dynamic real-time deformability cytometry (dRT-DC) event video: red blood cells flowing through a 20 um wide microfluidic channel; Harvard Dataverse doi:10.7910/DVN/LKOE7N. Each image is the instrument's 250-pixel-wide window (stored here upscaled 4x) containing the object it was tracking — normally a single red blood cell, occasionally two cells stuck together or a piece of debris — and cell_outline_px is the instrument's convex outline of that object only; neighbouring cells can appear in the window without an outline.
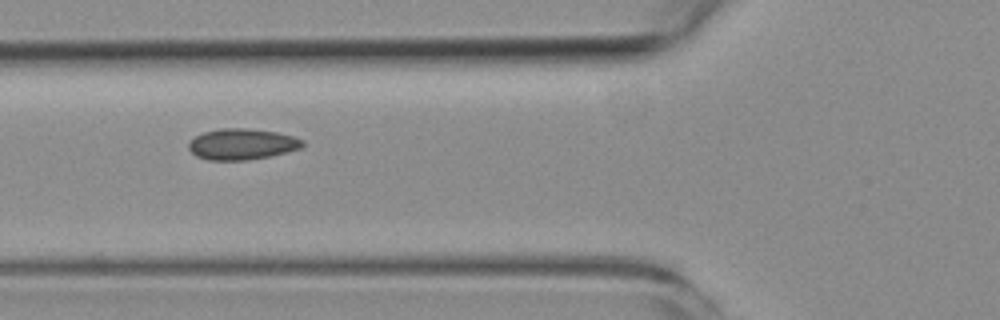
{"species": "common noctule bat (a hibernating species)", "species_latin": "Nyctalus noctula", "temperature_condition": "room temperature", "stored_images_in_passage": 8, "camera_frame_rate_fps": 3000, "um_per_image_px": 0.085, "animal": {"sex": "female", "body_mass_g": 19.3, "forearm_length_mm": 54.1}, "frame": {"image": 1, "passage_image": 6, "time_ms": 6.0, "image_size_px": [1000, 320], "cell_outline_px": [[304, 144], [300, 148], [288, 152], [248, 160], [208, 160], [196, 156], [188, 148], [188, 144], [196, 136], [204, 132], [220, 128], [244, 128], [276, 132], [292, 136], [304, 140]], "centroid_in_image_um": [20.56, 12.25], "position_along_channel_um": 105.2, "area_um2": 20.46}}
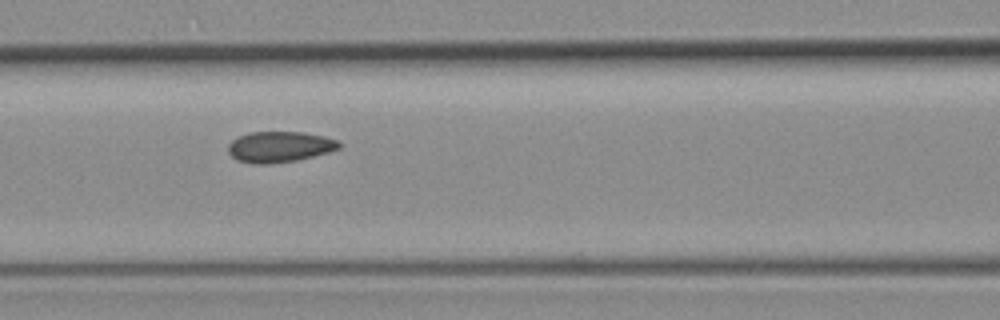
{"frame": {"image": 2, "passage_image": 7, "time_ms": 7.0, "image_size_px": [1000, 320], "cell_outline_px": [[340, 148], [328, 152], [296, 160], [268, 164], [252, 164], [236, 160], [228, 152], [228, 144], [232, 140], [248, 132], [304, 132], [324, 136], [340, 140]], "centroid_in_image_um": [23.75, 12.48], "position_along_channel_um": 142.8, "area_um2": 20.0}}
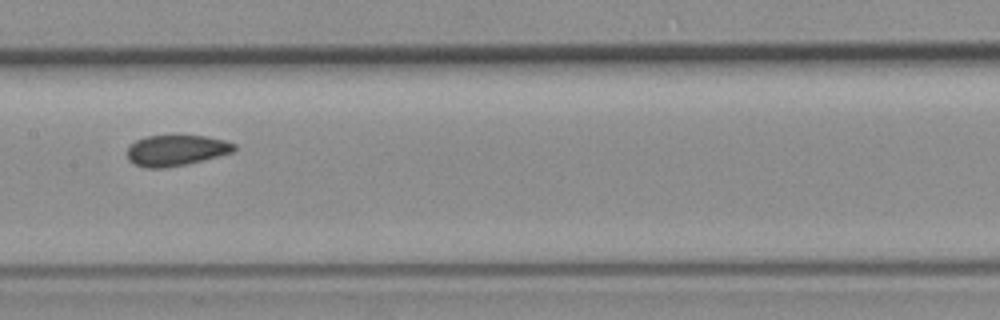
{"frame": {"image": 3, "passage_image": 8, "time_ms": 8.333, "image_size_px": [1000, 320], "cell_outline_px": [[236, 152], [188, 164], [164, 168], [144, 168], [132, 164], [128, 160], [128, 148], [136, 140], [148, 136], [208, 136], [224, 140], [236, 144]], "centroid_in_image_um": [15.01, 12.8], "position_along_channel_um": 192.4, "area_um2": 19.42}}